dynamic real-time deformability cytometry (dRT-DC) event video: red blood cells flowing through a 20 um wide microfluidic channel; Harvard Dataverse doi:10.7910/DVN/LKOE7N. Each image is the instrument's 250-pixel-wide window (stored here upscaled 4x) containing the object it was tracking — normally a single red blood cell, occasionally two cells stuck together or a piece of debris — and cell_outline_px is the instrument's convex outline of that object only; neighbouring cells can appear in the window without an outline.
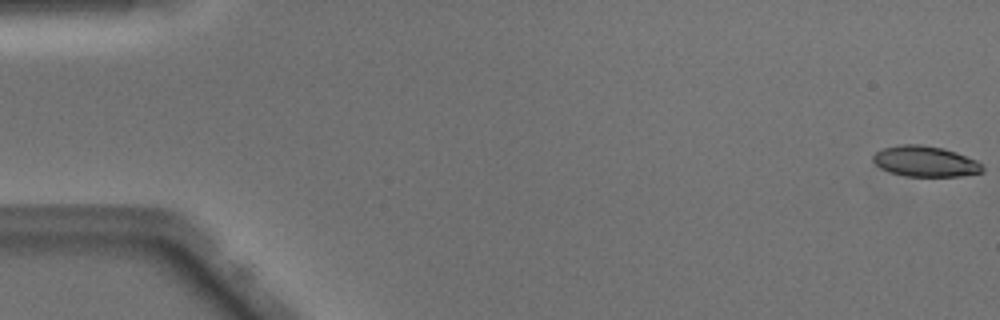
{"species": "Egyptian fruit bat (a non-hibernating species)", "species_latin": "Rousettus aegyptiacus", "temperature_condition": "warm", "stored_images_in_passage": 50, "camera_frame_rate_fps": 3000, "um_per_image_px": 0.085, "animal": {"sex": "male"}, "frame": {"image": 1, "passage_image": 1, "time_ms": 0.0, "image_size_px": [1000, 320], "cell_outline_px": [[984, 172], [960, 176], [908, 176], [888, 172], [880, 168], [872, 160], [872, 156], [876, 152], [884, 148], [900, 144], [920, 144], [944, 148], [956, 152], [976, 160], [984, 168]], "centroid_in_image_um": [78.63, 13.71], "position_along_channel_um": 6.4, "area_um2": 19.59}}
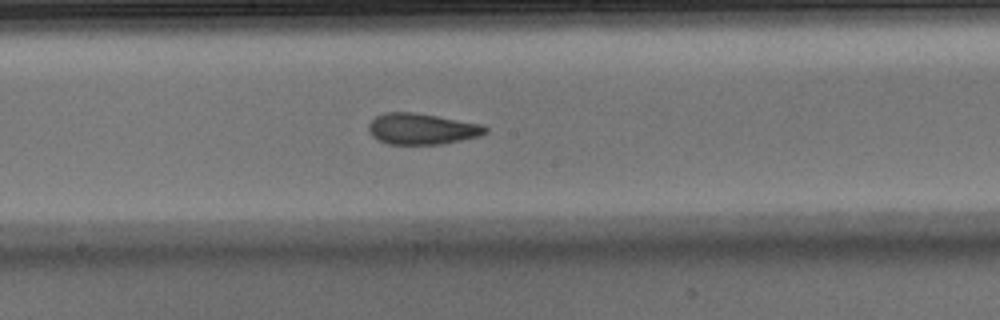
{"frame": {"image": 2, "passage_image": 27, "time_ms": 8.667, "image_size_px": [1000, 320], "cell_outline_px": [[488, 132], [480, 136], [440, 144], [388, 144], [372, 136], [368, 128], [368, 124], [376, 116], [384, 112], [412, 112], [484, 124], [488, 128]], "centroid_in_image_um": [35.88, 10.95], "position_along_channel_um": 212.3, "area_um2": 21.1}}
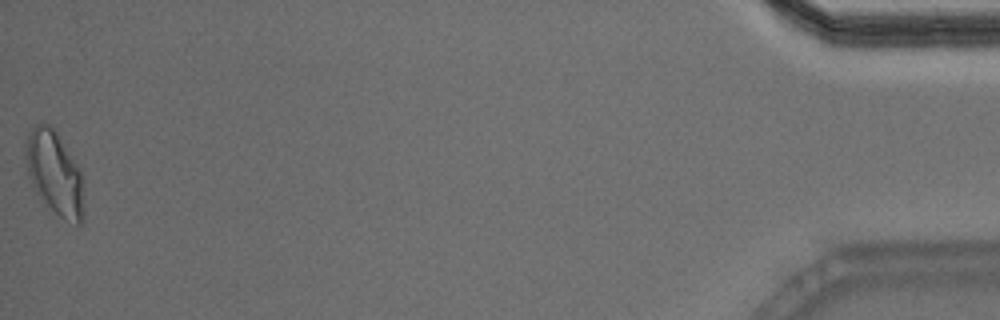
{"frame": {"image": 3, "passage_image": 50, "time_ms": 16.333, "image_size_px": [1000, 320], "cell_outline_px": [[84, 220], [80, 224], [76, 224], [60, 216], [32, 188], [28, 176], [24, 156], [24, 144], [32, 128], [36, 124], [48, 124], [56, 132], [80, 168], [84, 184]], "centroid_in_image_um": [4.65, 14.72], "position_along_channel_um": 430.5, "area_um2": 28.5}, "authors_computed_cell_mechanics": {"area_um2": 21.2704, "velocity_mm_per_s": 4.1028, "shape_relaxation_time_tau1_ms": 6.2152, "shape_relaxation_time_tau2_ms": 1.1133, "deformation_change_tau1": 0.209, "deformation_change_tau2": 0.0824}}